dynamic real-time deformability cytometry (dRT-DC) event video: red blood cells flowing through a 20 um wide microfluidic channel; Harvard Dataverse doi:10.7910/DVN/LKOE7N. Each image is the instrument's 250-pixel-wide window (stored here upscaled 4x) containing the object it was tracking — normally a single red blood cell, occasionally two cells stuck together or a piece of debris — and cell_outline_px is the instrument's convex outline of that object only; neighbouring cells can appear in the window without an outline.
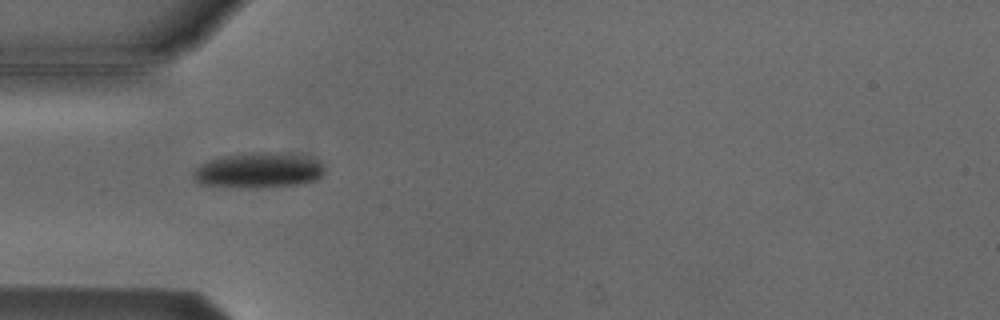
{"species": "Egyptian fruit bat (a non-hibernating species)", "species_latin": "Rousettus aegyptiacus", "temperature_condition": "cold", "stored_images_in_passage": 5, "camera_frame_rate_fps": 3000, "um_per_image_px": 0.085, "animal": {"sex": "male"}, "frame": {"image": 1, "passage_image": 5, "time_ms": 4.667, "image_size_px": [1000, 320], "cell_outline_px": [[324, 172], [316, 180], [300, 184], [248, 188], [232, 188], [196, 184], [192, 180], [192, 172], [200, 164], [224, 156], [260, 152], [280, 152], [304, 156], [320, 160], [324, 164]], "centroid_in_image_um": [21.95, 14.49], "position_along_channel_um": 63.1, "area_um2": 27.34}}